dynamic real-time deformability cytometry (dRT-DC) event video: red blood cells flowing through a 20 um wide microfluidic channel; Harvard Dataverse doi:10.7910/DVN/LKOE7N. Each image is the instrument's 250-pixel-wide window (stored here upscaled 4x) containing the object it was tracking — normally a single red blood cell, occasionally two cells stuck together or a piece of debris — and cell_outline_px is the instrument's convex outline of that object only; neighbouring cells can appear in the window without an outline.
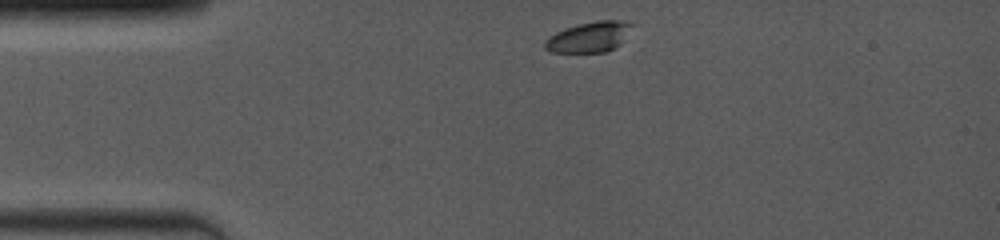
{"species": "common noctule bat (a hibernating species)", "species_latin": "Nyctalus noctula", "temperature_condition": "room temperature", "stored_images_in_passage": 31, "camera_frame_rate_fps": 4000, "um_per_image_px": 0.085, "animal": {"sex": "female", "body_mass_g": 19.0, "forearm_length_mm": 53.3}, "frame": {"image": 1, "passage_image": 1, "time_ms": 0.0, "image_size_px": [1000, 240], "cell_outline_px": [[636, 24], [620, 44], [604, 52], [552, 52], [544, 48], [544, 40], [548, 36], [564, 28], [596, 20], [620, 20]], "centroid_in_image_um": [50.08, 3.13], "position_along_channel_um": 34.9, "area_um2": 15.55}}
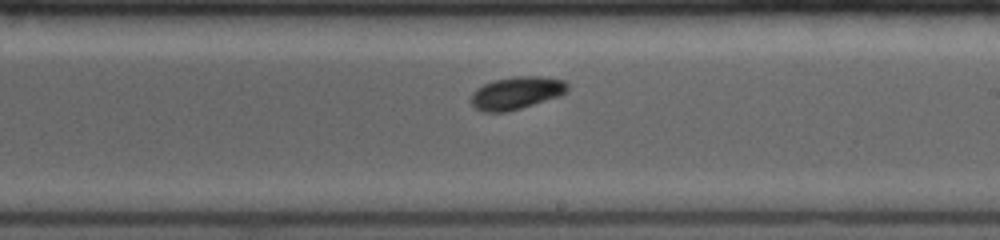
{"frame": {"image": 2, "passage_image": 18, "time_ms": 6.25, "image_size_px": [1000, 240], "cell_outline_px": [[568, 92], [560, 96], [508, 112], [484, 112], [476, 108], [472, 104], [472, 92], [476, 88], [484, 84], [496, 80], [512, 76], [540, 76], [564, 80], [568, 84]], "centroid_in_image_um": [43.92, 7.9], "position_along_channel_um": 245.1, "area_um2": 18.38}}
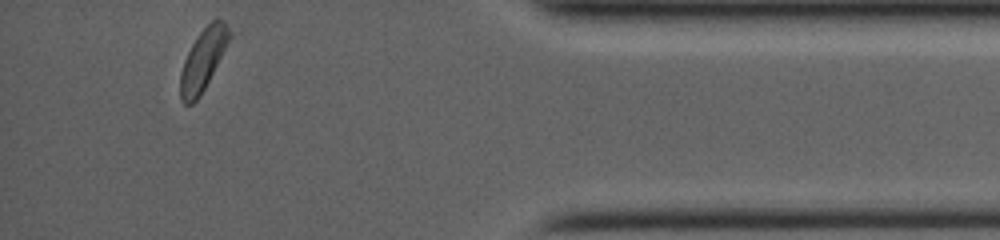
{"frame": {"image": 3, "passage_image": 31, "time_ms": 11.25, "image_size_px": [1000, 240], "cell_outline_px": [[232, 36], [200, 96], [192, 104], [184, 104], [180, 100], [180, 72], [184, 60], [192, 44], [200, 32], [212, 20], [224, 20], [232, 32]], "centroid_in_image_um": [17.26, 5.08], "position_along_channel_um": 417.9, "area_um2": 17.4}, "authors_computed_cell_mechanics": {"area_um2": 17.2244, "velocity_mm_per_s": 4.0242, "shape_relaxation_time_tau1_ms": 1.3512, "shape_relaxation_time_tau2_ms": null, "deformation_change_tau1": 0.0955, "deformation_change_tau2": null}}